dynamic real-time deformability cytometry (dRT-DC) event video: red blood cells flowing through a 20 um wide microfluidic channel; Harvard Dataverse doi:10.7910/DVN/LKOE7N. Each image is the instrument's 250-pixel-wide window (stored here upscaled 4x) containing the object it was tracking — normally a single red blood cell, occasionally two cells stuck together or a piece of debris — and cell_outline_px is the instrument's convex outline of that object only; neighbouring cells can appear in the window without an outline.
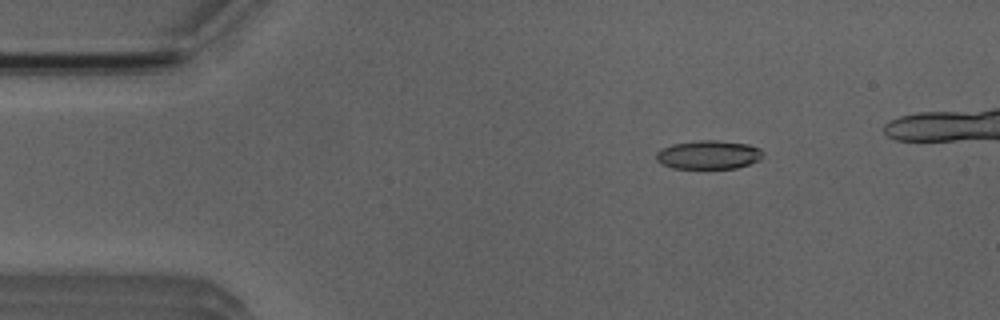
{"species": "Egyptian fruit bat (a non-hibernating species)", "species_latin": "Rousettus aegyptiacus", "temperature_condition": "room temperature", "stored_images_in_passage": 6, "camera_frame_rate_fps": 3000, "um_per_image_px": 0.085, "animal": {"sex": "male"}, "frame": {"image": 1, "passage_image": 3, "time_ms": 2.333, "image_size_px": [1000, 320], "cell_outline_px": [[764, 156], [760, 160], [736, 168], [672, 168], [656, 160], [656, 152], [672, 144], [700, 140], [716, 140], [748, 144], [760, 148], [764, 152]], "centroid_in_image_um": [60.27, 13.15], "position_along_channel_um": 24.7, "area_um2": 17.8}}